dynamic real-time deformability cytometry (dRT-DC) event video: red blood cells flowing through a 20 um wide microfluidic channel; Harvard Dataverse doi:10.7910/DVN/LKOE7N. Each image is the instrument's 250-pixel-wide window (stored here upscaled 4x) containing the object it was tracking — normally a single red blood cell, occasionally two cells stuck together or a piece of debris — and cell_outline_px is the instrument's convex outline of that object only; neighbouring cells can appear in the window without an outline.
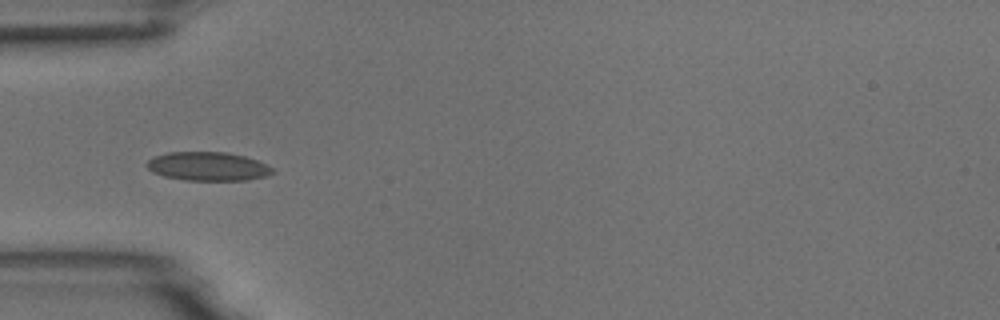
{"species": "common noctule bat (a hibernating species)", "species_latin": "Nyctalus noctula", "temperature_condition": "room temperature", "stored_images_in_passage": 38, "camera_frame_rate_fps": 3000, "um_per_image_px": 0.085, "animal": {"sex": "male", "body_mass_g": 18.8}, "frame": {"image": 1, "passage_image": 1, "time_ms": 0.0, "image_size_px": [1000, 320], "cell_outline_px": [[276, 172], [264, 176], [248, 180], [184, 180], [164, 176], [152, 172], [144, 164], [148, 160], [156, 156], [168, 152], [228, 152], [244, 156], [268, 164]], "centroid_in_image_um": [17.67, 14.14], "position_along_channel_um": 67.3, "area_um2": 21.1}}
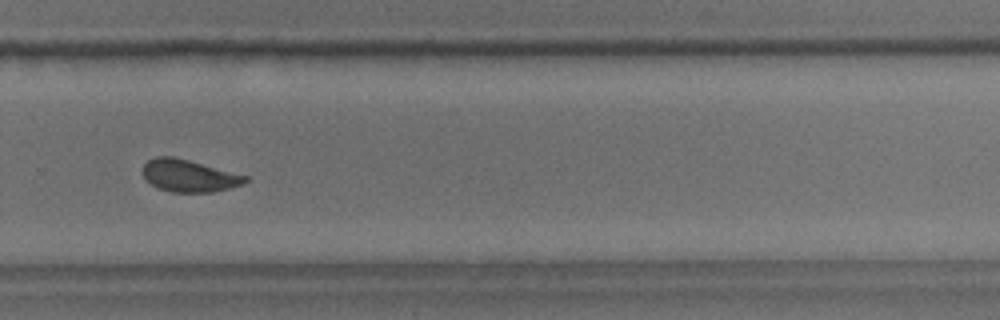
{"frame": {"image": 2, "passage_image": 21, "time_ms": 6.667, "image_size_px": [1000, 320], "cell_outline_px": [[248, 180], [244, 184], [212, 192], [172, 192], [156, 188], [144, 180], [140, 172], [144, 164], [148, 160], [156, 156], [172, 156], [188, 160], [248, 176]], "centroid_in_image_um": [15.99, 14.94], "position_along_channel_um": 313.8, "area_um2": 19.42}}
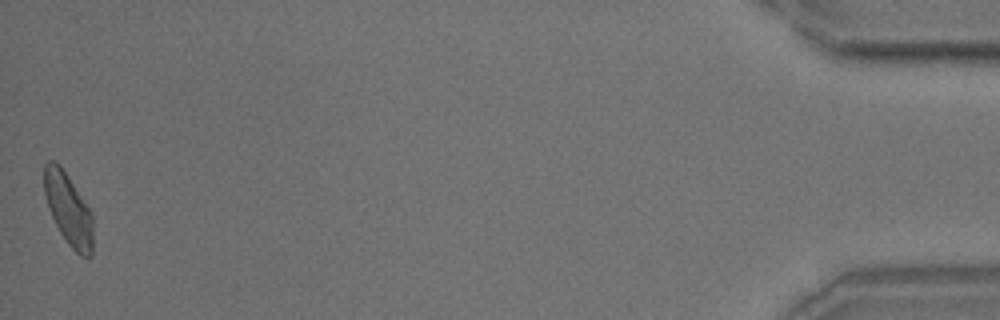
{"frame": {"image": 3, "passage_image": 38, "time_ms": 12.333, "image_size_px": [1000, 320], "cell_outline_px": [[92, 256], [80, 256], [68, 244], [60, 232], [48, 208], [44, 192], [44, 164], [48, 160], [52, 160], [68, 176], [92, 212]], "centroid_in_image_um": [5.81, 17.8], "position_along_channel_um": 429.4, "area_um2": 20.11}, "authors_computed_cell_mechanics": {"area_um2": 19.6231, "velocity_mm_per_s": 3.7022, "shape_relaxation_time_tau1_ms": 3.7414, "shape_relaxation_time_tau2_ms": 0.9311, "deformation_change_tau1": 0.1029, "deformation_change_tau2": 0.0437}}